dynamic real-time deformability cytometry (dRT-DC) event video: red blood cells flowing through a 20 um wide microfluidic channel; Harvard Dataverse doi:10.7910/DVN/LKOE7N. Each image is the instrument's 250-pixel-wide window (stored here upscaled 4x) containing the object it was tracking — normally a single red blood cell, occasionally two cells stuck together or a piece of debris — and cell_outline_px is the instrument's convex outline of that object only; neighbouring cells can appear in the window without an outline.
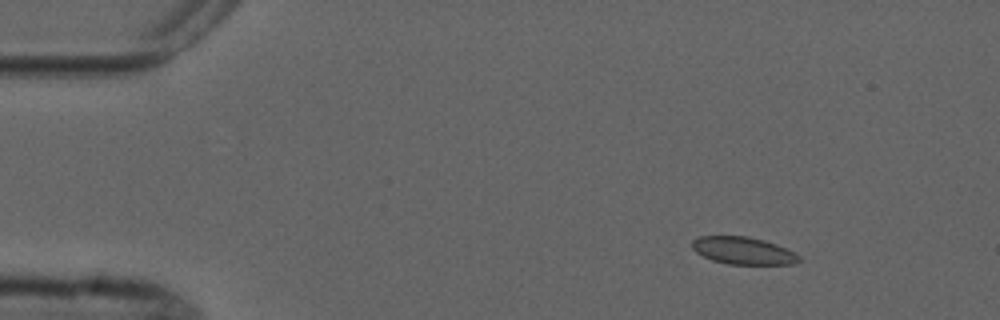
{"species": "common noctule bat (a hibernating species)", "species_latin": "Nyctalus noctula", "temperature_condition": "cold", "stored_images_in_passage": 6, "camera_frame_rate_fps": 3000, "um_per_image_px": 0.085, "animal": {"sex": "male", "forearm_length_mm": 52.5}, "frame": {"image": 1, "passage_image": 1, "time_ms": 0.0, "image_size_px": [1000, 320], "cell_outline_px": [[800, 260], [792, 264], [728, 264], [712, 260], [696, 252], [692, 248], [692, 240], [700, 236], [748, 236], [764, 240], [776, 244], [800, 256]], "centroid_in_image_um": [63.14, 21.3], "position_along_channel_um": 21.9, "area_um2": 16.88}}
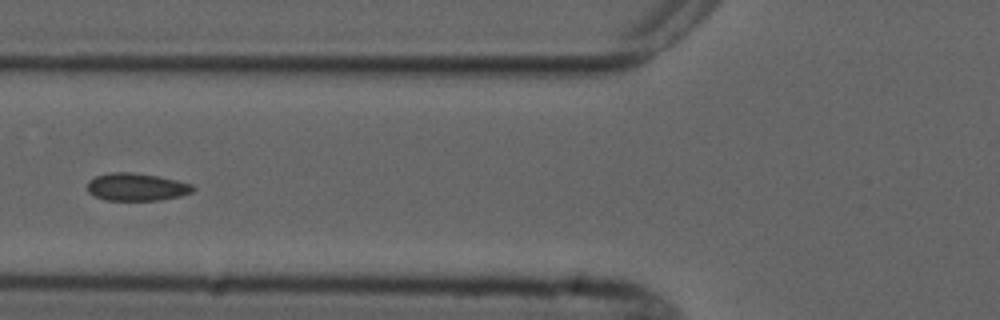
{"frame": {"image": 2, "passage_image": 5, "time_ms": 4.667, "image_size_px": [1000, 320], "cell_outline_px": [[196, 188], [192, 192], [180, 196], [160, 200], [104, 200], [88, 192], [88, 180], [96, 176], [112, 172], [132, 172], [156, 176], [176, 180], [192, 184]], "centroid_in_image_um": [11.61, 15.89], "position_along_channel_um": 114.2, "area_um2": 16.94}}
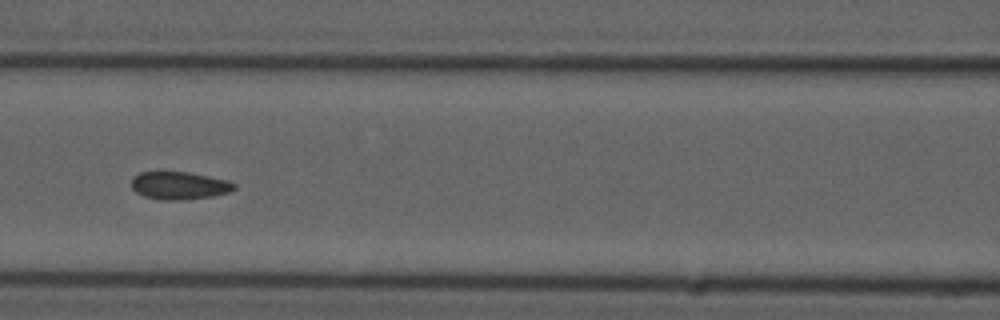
{"frame": {"image": 3, "passage_image": 6, "time_ms": 5.667, "image_size_px": [1000, 320], "cell_outline_px": [[236, 188], [228, 192], [212, 196], [184, 200], [168, 200], [144, 196], [136, 192], [132, 188], [132, 176], [140, 172], [188, 172], [228, 180], [236, 184]], "centroid_in_image_um": [15.24, 15.76], "position_along_channel_um": 151.4, "area_um2": 16.53}}